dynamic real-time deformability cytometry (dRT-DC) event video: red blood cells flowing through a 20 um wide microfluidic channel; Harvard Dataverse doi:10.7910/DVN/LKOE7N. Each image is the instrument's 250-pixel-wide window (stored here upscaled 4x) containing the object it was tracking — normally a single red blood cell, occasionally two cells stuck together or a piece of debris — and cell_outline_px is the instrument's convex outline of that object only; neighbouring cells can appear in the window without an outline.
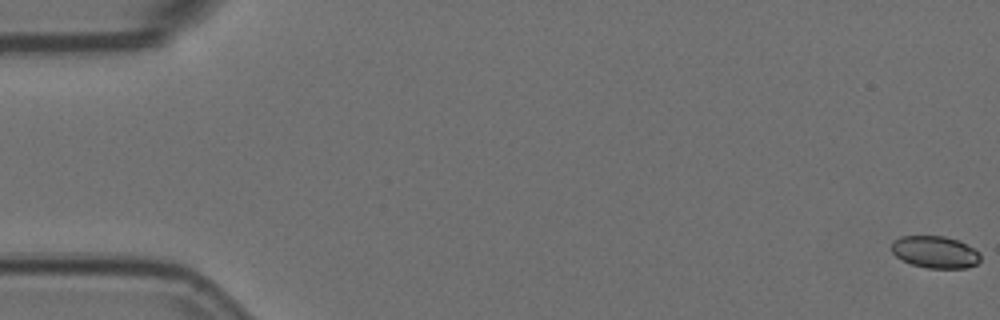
{"species": "Egyptian fruit bat (a non-hibernating species)", "species_latin": "Rousettus aegyptiacus", "temperature_condition": "room temperature", "stored_images_in_passage": 5, "camera_frame_rate_fps": 3000, "um_per_image_px": 0.085, "animal": {"sex": "female"}, "frame": {"image": 1, "passage_image": 1, "time_ms": 0.0, "image_size_px": [1000, 320], "cell_outline_px": [[980, 260], [976, 264], [968, 268], [928, 268], [912, 264], [896, 256], [892, 252], [892, 244], [900, 236], [944, 236], [960, 240], [980, 252]], "centroid_in_image_um": [79.53, 21.42], "position_along_channel_um": 5.5, "area_um2": 16.59}}
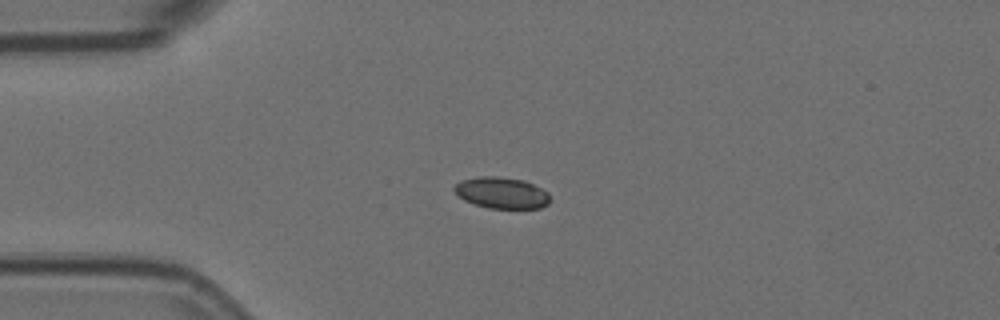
{"frame": {"image": 2, "passage_image": 5, "time_ms": 1.333, "image_size_px": [1000, 320], "cell_outline_px": [[548, 204], [540, 208], [488, 208], [464, 200], [456, 196], [452, 188], [460, 180], [480, 176], [496, 176], [524, 180], [548, 192]], "centroid_in_image_um": [42.58, 16.38], "position_along_channel_um": 42.4, "area_um2": 17.46}}